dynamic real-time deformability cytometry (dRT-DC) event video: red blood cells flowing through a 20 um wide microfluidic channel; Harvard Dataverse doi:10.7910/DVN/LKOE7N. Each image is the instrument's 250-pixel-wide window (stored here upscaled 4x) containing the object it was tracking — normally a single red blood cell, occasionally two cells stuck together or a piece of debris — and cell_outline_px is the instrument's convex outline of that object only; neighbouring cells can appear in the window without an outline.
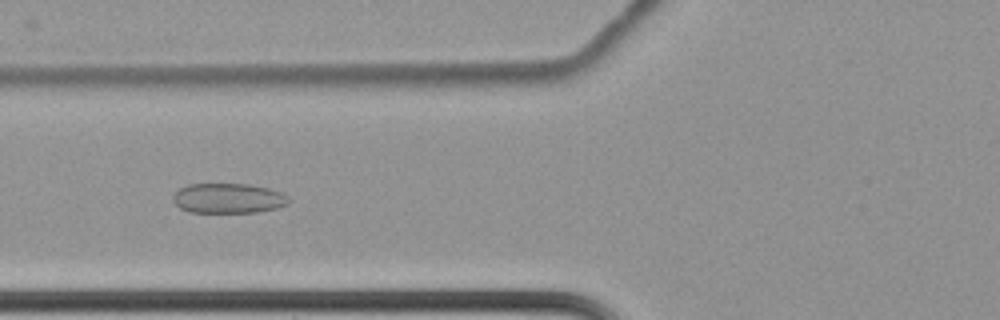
{"species": "common noctule bat (a hibernating species)", "species_latin": "Nyctalus noctula", "temperature_condition": "cold", "stored_images_in_passage": 10, "camera_frame_rate_fps": 3000, "um_per_image_px": 0.085, "animal": {"sex": "female", "body_mass_g": 22.7, "forearm_length_mm": 54.2}, "frame": {"image": 1, "passage_image": 7, "time_ms": 2.0, "image_size_px": [1000, 320], "cell_outline_px": [[288, 204], [276, 208], [256, 212], [188, 212], [180, 208], [172, 200], [172, 196], [180, 188], [188, 184], [248, 184], [268, 188], [280, 192], [288, 196]], "centroid_in_image_um": [19.38, 16.85], "position_along_channel_um": 106.4, "area_um2": 20.11}}
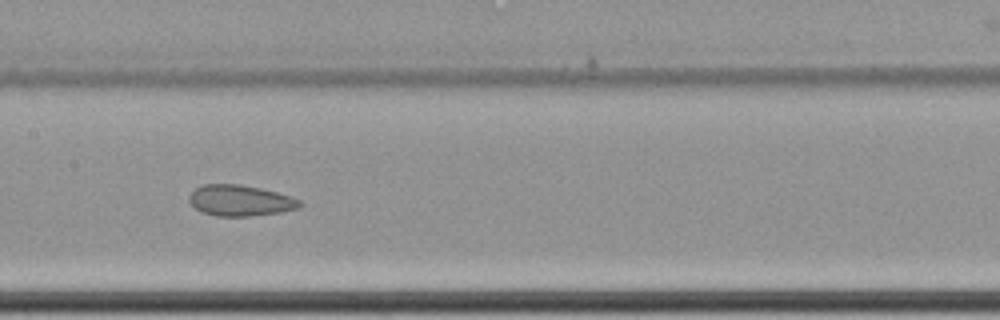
{"frame": {"image": 2, "passage_image": 9, "time_ms": 2.667, "image_size_px": [1000, 320], "cell_outline_px": [[304, 204], [296, 208], [280, 212], [252, 216], [216, 216], [200, 212], [188, 200], [188, 196], [196, 188], [204, 184], [240, 184], [260, 188], [292, 196], [300, 200]], "centroid_in_image_um": [20.41, 17.04], "position_along_channel_um": 187.0, "area_um2": 20.0}}
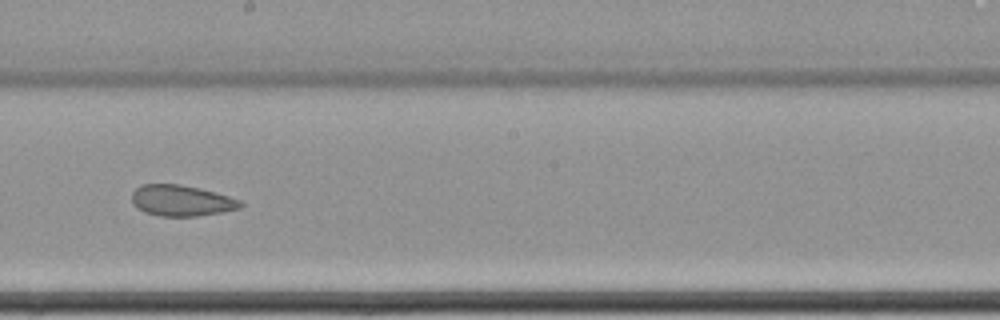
{"frame": {"image": 3, "passage_image": 10, "time_ms": 3.0, "image_size_px": [1000, 320], "cell_outline_px": [[244, 204], [240, 208], [220, 212], [196, 216], [160, 216], [144, 212], [136, 208], [132, 204], [132, 192], [140, 184], [180, 184], [200, 188], [216, 192], [240, 200]], "centroid_in_image_um": [15.39, 17.04], "position_along_channel_um": 232.8, "area_um2": 19.71}}